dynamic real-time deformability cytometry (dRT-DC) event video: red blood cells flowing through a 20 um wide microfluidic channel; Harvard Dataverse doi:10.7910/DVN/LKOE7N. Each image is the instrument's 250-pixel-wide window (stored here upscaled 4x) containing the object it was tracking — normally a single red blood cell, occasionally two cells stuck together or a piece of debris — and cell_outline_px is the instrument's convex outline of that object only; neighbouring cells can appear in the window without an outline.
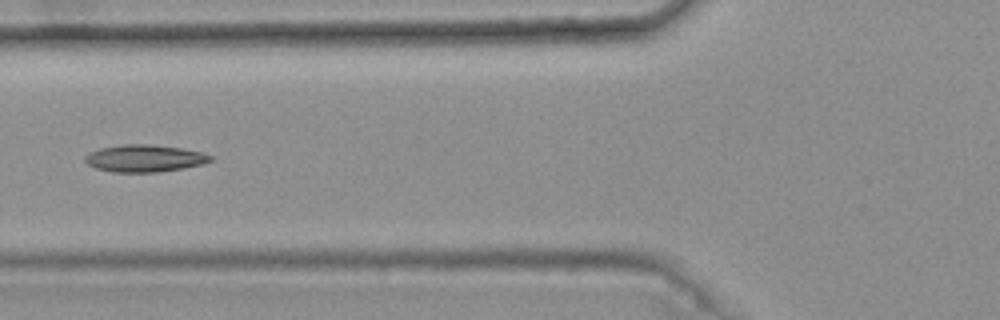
{"species": "common noctule bat (a hibernating species)", "species_latin": "Nyctalus noctula", "temperature_condition": "warm", "stored_images_in_passage": 7, "camera_frame_rate_fps": 3000, "um_per_image_px": 0.085, "animal": {"sex": "female", "body_mass_g": 25.1}, "frame": {"image": 1, "passage_image": 3, "time_ms": 0.667, "image_size_px": [1000, 320], "cell_outline_px": [[212, 160], [200, 164], [184, 168], [156, 172], [112, 172], [96, 168], [88, 164], [84, 160], [84, 156], [100, 148], [124, 144], [148, 144], [180, 148], [204, 152], [212, 156]], "centroid_in_image_um": [12.28, 13.46], "position_along_channel_um": 113.5, "area_um2": 19.71}}
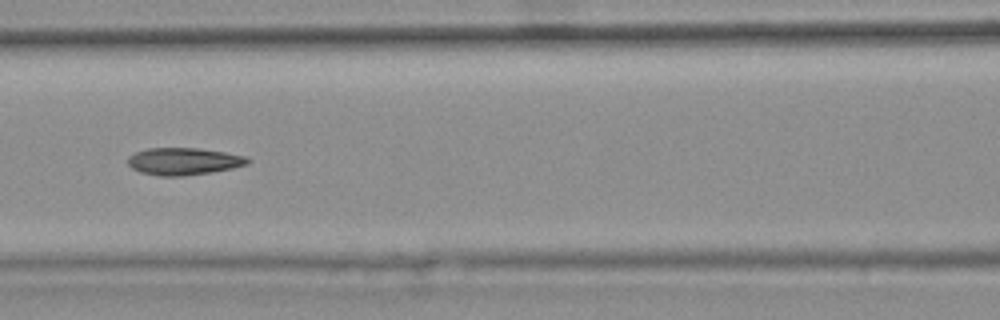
{"frame": {"image": 2, "passage_image": 4, "time_ms": 1.0, "image_size_px": [1000, 320], "cell_outline_px": [[252, 160], [248, 164], [232, 168], [212, 172], [184, 176], [160, 176], [140, 172], [132, 168], [128, 164], [128, 156], [136, 152], [148, 148], [196, 148], [224, 152], [244, 156]], "centroid_in_image_um": [15.6, 13.72], "position_along_channel_um": 151.0, "area_um2": 18.96}}